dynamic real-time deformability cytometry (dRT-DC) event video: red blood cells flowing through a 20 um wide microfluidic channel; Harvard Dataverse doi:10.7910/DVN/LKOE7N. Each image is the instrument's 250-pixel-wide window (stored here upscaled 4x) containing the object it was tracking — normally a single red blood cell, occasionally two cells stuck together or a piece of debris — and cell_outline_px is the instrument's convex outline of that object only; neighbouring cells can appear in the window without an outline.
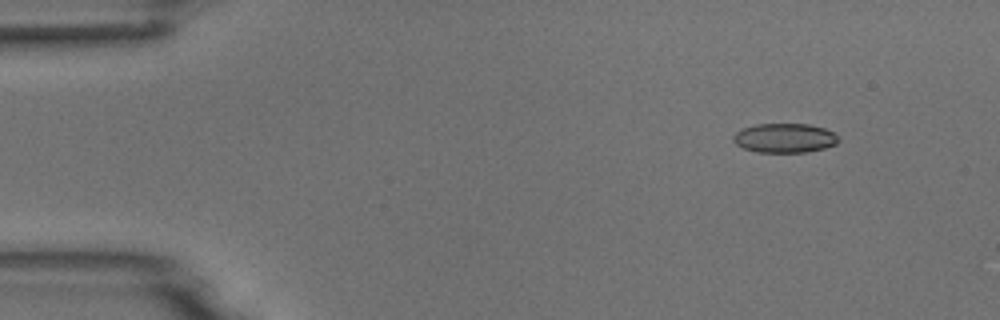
{"species": "common noctule bat (a hibernating species)", "species_latin": "Nyctalus noctula", "temperature_condition": "room temperature", "stored_images_in_passage": 7, "camera_frame_rate_fps": 3000, "um_per_image_px": 0.085, "animal": {"sex": "male", "body_mass_g": 18.8}, "frame": {"image": 1, "passage_image": 2, "time_ms": 1.0, "image_size_px": [1000, 320], "cell_outline_px": [[840, 140], [836, 144], [824, 148], [808, 152], [756, 152], [744, 148], [736, 144], [732, 140], [732, 136], [736, 132], [744, 128], [756, 124], [808, 124], [824, 128], [832, 132]], "centroid_in_image_um": [66.68, 11.73], "position_along_channel_um": 18.3, "area_um2": 17.92}}
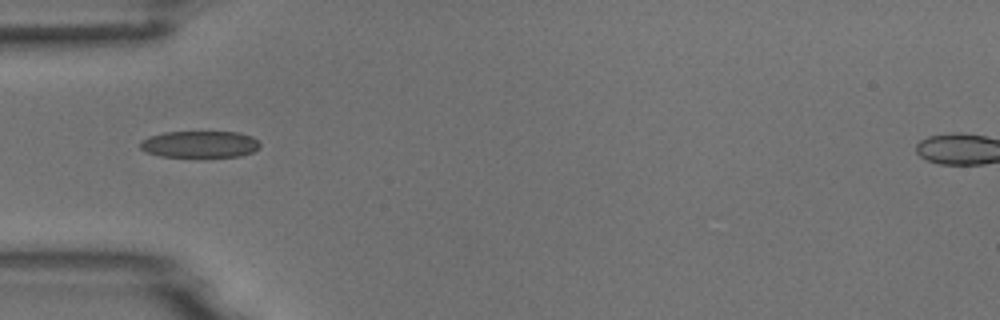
{"frame": {"image": 2, "passage_image": 5, "time_ms": 4.667, "image_size_px": [1000, 320], "cell_outline_px": [[260, 148], [252, 152], [240, 156], [160, 156], [148, 152], [140, 148], [140, 140], [148, 136], [164, 132], [240, 132], [252, 136], [260, 144]], "centroid_in_image_um": [16.98, 12.24], "position_along_channel_um": 68.0, "area_um2": 18.55}}